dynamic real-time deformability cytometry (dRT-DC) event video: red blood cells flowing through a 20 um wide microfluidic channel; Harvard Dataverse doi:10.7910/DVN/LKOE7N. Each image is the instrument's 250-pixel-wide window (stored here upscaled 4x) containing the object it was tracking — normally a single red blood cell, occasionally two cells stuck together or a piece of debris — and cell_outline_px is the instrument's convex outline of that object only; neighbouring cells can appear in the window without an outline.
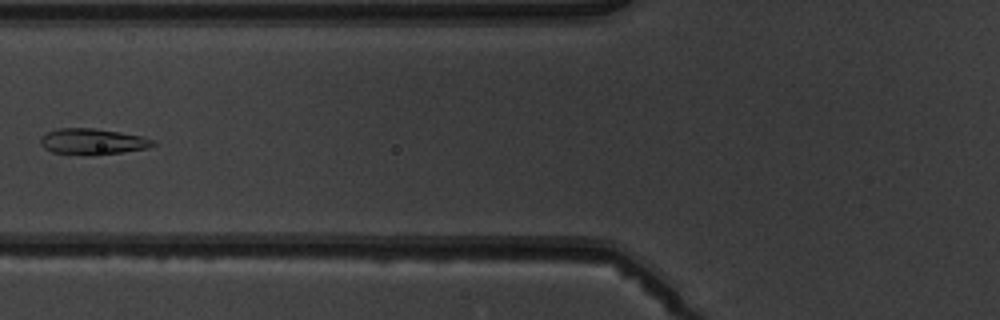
{"species": "common noctule bat (a hibernating species)", "species_latin": "Nyctalus noctula", "temperature_condition": "warm", "stored_images_in_passage": 7, "camera_frame_rate_fps": 3000, "um_per_image_px": 0.085, "animal": {"sex": "male", "body_mass_g": 19.5, "forearm_length_mm": 54.6}, "frame": {"image": 1, "passage_image": 6, "time_ms": 6.667, "image_size_px": [1000, 320], "cell_outline_px": [[160, 144], [148, 148], [96, 156], [92, 156], [52, 152], [44, 148], [40, 144], [40, 136], [48, 132], [60, 128], [92, 128], [140, 136], [156, 140]], "centroid_in_image_um": [7.89, 12.05], "position_along_channel_um": 117.9, "area_um2": 17.22}}
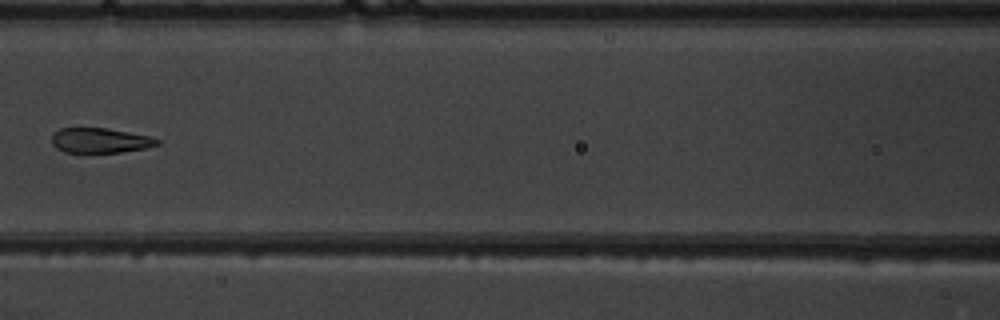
{"frame": {"image": 2, "passage_image": 7, "time_ms": 7.667, "image_size_px": [1000, 320], "cell_outline_px": [[160, 144], [144, 148], [120, 152], [80, 156], [64, 152], [56, 148], [52, 144], [52, 136], [60, 128], [108, 128], [148, 136], [160, 140]], "centroid_in_image_um": [8.44, 11.99], "position_along_channel_um": 158.2, "area_um2": 15.95}}